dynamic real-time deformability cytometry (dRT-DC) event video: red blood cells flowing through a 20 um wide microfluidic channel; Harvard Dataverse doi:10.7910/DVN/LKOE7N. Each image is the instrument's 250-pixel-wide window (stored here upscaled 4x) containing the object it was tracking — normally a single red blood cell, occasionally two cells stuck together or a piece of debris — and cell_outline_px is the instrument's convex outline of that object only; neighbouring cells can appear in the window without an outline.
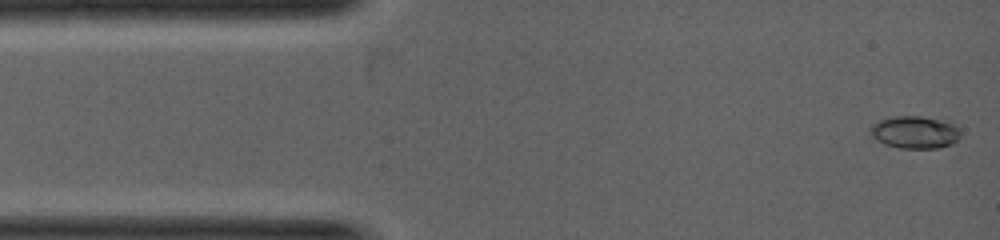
{"species": "common noctule bat (a hibernating species)", "species_latin": "Nyctalus noctula", "temperature_condition": "warm", "stored_images_in_passage": 43, "camera_frame_rate_fps": 5000, "um_per_image_px": 0.085, "animal": {"sex": "female", "body_mass_g": 19.0, "forearm_length_mm": 53.3}, "frame": {"image": 1, "passage_image": 1, "time_ms": 0.0, "image_size_px": [1000, 240], "cell_outline_px": [[960, 136], [952, 148], [900, 148], [884, 144], [868, 136], [868, 128], [872, 124], [880, 120], [892, 116], [920, 116], [952, 120], [960, 132]], "centroid_in_image_um": [77.79, 11.24], "position_along_channel_um": 7.2, "area_um2": 17.92}}
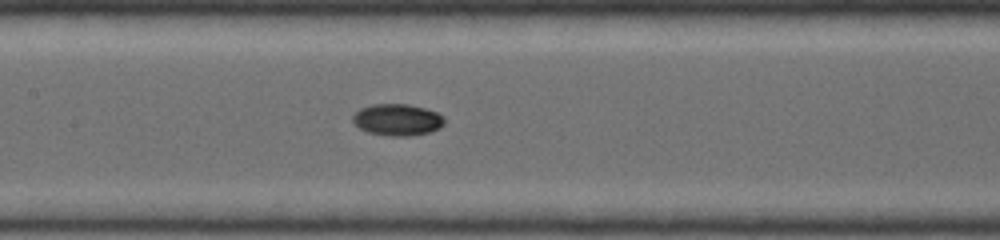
{"frame": {"image": 2, "passage_image": 20, "time_ms": 3.0, "image_size_px": [1000, 240], "cell_outline_px": [[444, 124], [440, 128], [428, 132], [408, 136], [392, 136], [368, 132], [360, 128], [352, 120], [352, 116], [360, 108], [372, 104], [408, 104], [424, 108], [436, 112], [444, 116]], "centroid_in_image_um": [33.78, 10.17], "position_along_channel_um": 173.6, "area_um2": 16.82}}
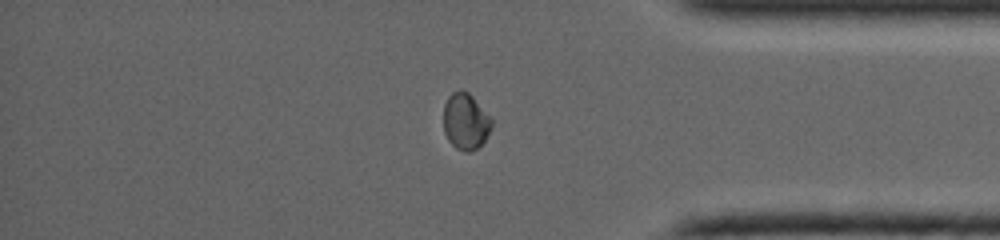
{"frame": {"image": 3, "passage_image": 38, "time_ms": 5.8, "image_size_px": [1000, 240], "cell_outline_px": [[492, 128], [484, 140], [472, 152], [464, 152], [456, 148], [448, 140], [444, 132], [444, 104], [448, 96], [452, 92], [460, 88], [468, 92], [472, 96], [492, 120]], "centroid_in_image_um": [39.55, 10.31], "position_along_channel_um": 395.6, "area_um2": 15.78}}